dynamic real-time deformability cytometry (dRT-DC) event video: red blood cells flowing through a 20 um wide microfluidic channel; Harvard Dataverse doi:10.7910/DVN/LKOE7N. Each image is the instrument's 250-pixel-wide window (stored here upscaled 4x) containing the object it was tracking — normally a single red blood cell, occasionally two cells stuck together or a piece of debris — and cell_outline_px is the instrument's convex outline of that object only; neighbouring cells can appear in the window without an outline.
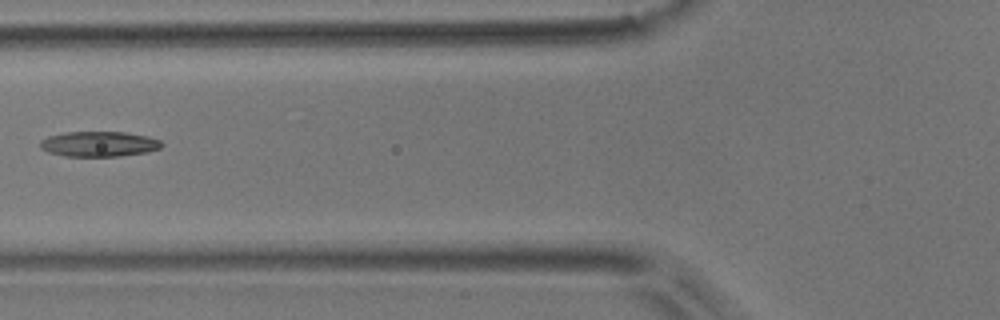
{"species": "common noctule bat (a hibernating species)", "species_latin": "Nyctalus noctula", "temperature_condition": "room temperature", "stored_images_in_passage": 3, "camera_frame_rate_fps": 3000, "um_per_image_px": 0.085, "animal": {"sex": "male", "body_mass_g": 17.9}, "frame": {"image": 1, "passage_image": 2, "time_ms": 0.333, "image_size_px": [1000, 320], "cell_outline_px": [[164, 144], [160, 148], [144, 152], [120, 156], [64, 156], [48, 152], [40, 148], [40, 140], [48, 136], [64, 132], [124, 132], [148, 136], [160, 140]], "centroid_in_image_um": [8.39, 12.23], "position_along_channel_um": 117.4, "area_um2": 17.86}}
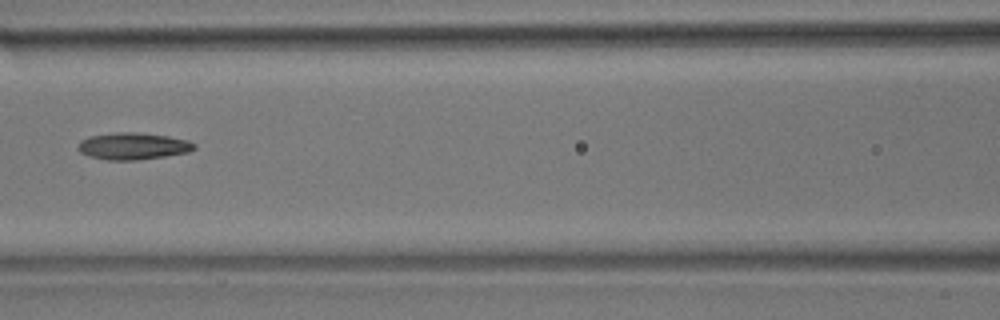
{"frame": {"image": 2, "passage_image": 3, "time_ms": 0.667, "image_size_px": [1000, 320], "cell_outline_px": [[196, 148], [188, 152], [164, 156], [136, 160], [108, 160], [92, 156], [80, 152], [76, 148], [80, 140], [88, 136], [116, 132], [136, 132], [168, 136], [188, 140], [196, 144]], "centroid_in_image_um": [11.3, 12.41], "position_along_channel_um": 155.3, "area_um2": 18.21}}